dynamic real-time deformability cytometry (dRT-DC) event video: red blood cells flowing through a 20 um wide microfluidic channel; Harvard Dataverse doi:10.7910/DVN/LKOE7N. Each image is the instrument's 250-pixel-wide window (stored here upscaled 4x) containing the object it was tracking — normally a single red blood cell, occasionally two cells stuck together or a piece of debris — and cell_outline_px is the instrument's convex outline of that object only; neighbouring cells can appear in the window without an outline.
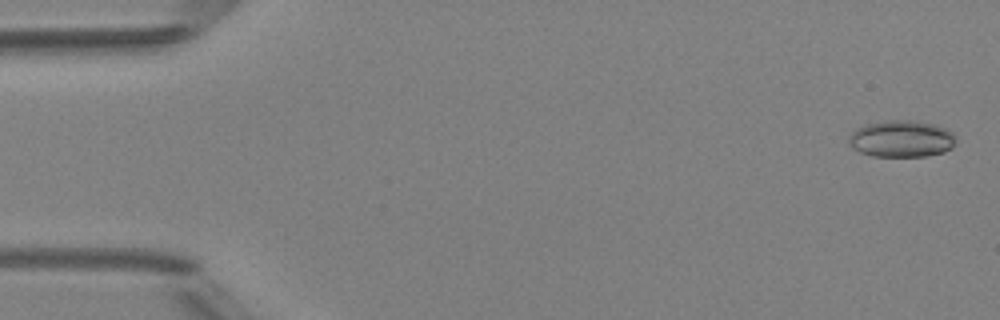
{"species": "Egyptian fruit bat (a non-hibernating species)", "species_latin": "Rousettus aegyptiacus", "temperature_condition": "room temperature", "stored_images_in_passage": 46, "camera_frame_rate_fps": 3000, "um_per_image_px": 0.085, "animal": {"sex": "female"}, "frame": {"image": 1, "passage_image": 2, "time_ms": 0.333, "image_size_px": [1000, 320], "cell_outline_px": [[956, 140], [952, 148], [944, 152], [924, 156], [872, 156], [860, 152], [852, 148], [848, 144], [848, 136], [856, 128], [864, 124], [884, 120], [912, 120], [932, 124], [944, 128], [952, 132], [956, 136]], "centroid_in_image_um": [76.59, 11.79], "position_along_channel_um": 8.4, "area_um2": 23.18}}
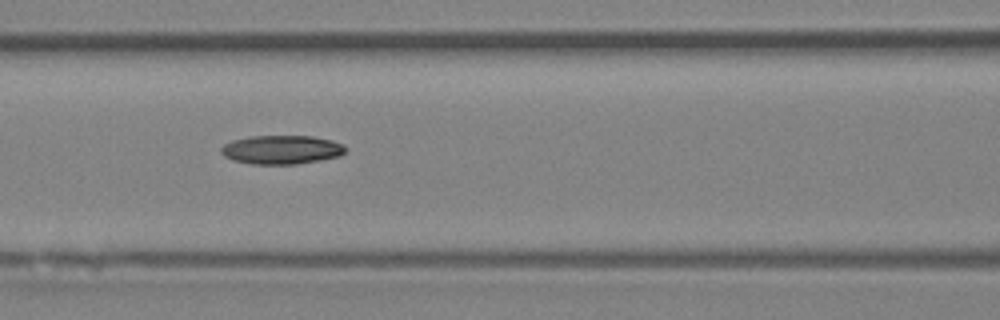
{"frame": {"image": 2, "passage_image": 22, "time_ms": 7.0, "image_size_px": [1000, 320], "cell_outline_px": [[348, 148], [340, 156], [320, 160], [296, 164], [252, 164], [232, 160], [224, 156], [220, 152], [220, 148], [224, 144], [232, 140], [248, 136], [312, 136], [332, 140], [344, 144]], "centroid_in_image_um": [23.93, 12.72], "position_along_channel_um": 142.7, "area_um2": 21.1}}
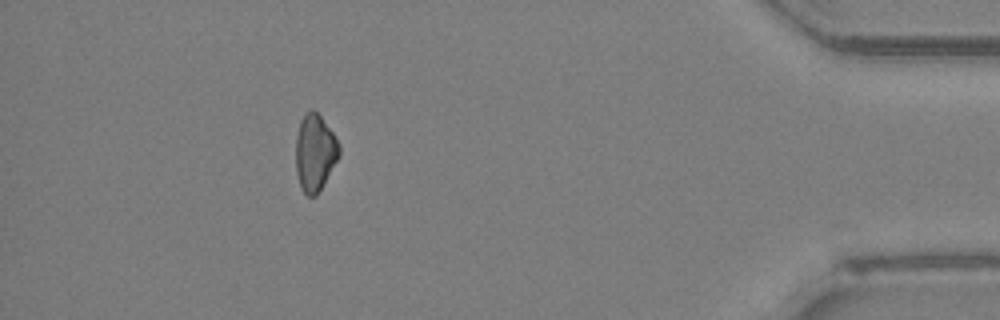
{"frame": {"image": 3, "passage_image": 45, "time_ms": 14.667, "image_size_px": [1000, 320], "cell_outline_px": [[340, 156], [316, 196], [308, 196], [300, 188], [296, 172], [296, 136], [300, 120], [312, 108], [320, 116], [332, 132], [340, 148]], "centroid_in_image_um": [26.75, 13.0], "position_along_channel_um": 408.4, "area_um2": 19.25}}